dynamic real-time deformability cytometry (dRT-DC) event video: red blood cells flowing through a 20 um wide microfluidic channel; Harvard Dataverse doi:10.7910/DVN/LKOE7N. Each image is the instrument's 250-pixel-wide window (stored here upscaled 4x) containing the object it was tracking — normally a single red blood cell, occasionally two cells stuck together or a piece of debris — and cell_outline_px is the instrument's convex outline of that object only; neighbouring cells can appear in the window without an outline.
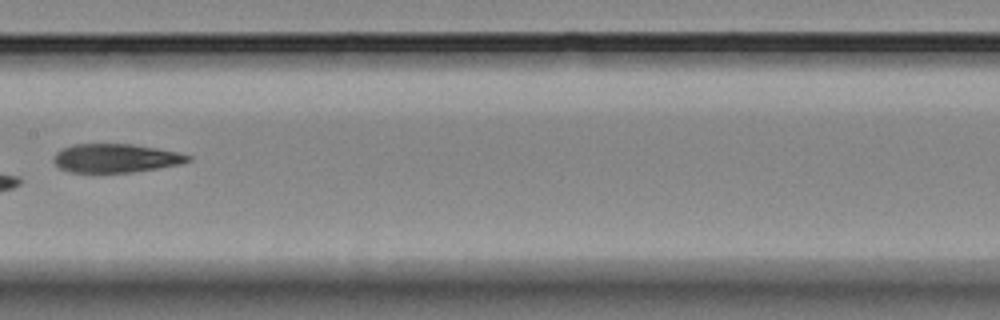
{"species": "Egyptian fruit bat (a non-hibernating species)", "species_latin": "Rousettus aegyptiacus", "temperature_condition": "room temperature", "stored_images_in_passage": 7, "camera_frame_rate_fps": 3000, "um_per_image_px": 0.085, "animal": {"sex": "female"}, "frame": {"image": 1, "passage_image": 5, "time_ms": 5.667, "image_size_px": [1000, 320], "cell_outline_px": [[192, 160], [180, 164], [132, 172], [68, 172], [60, 168], [52, 160], [52, 156], [56, 152], [72, 144], [132, 144], [156, 148], [176, 152], [192, 156]], "centroid_in_image_um": [9.8, 13.44], "position_along_channel_um": 197.6, "area_um2": 22.37}}
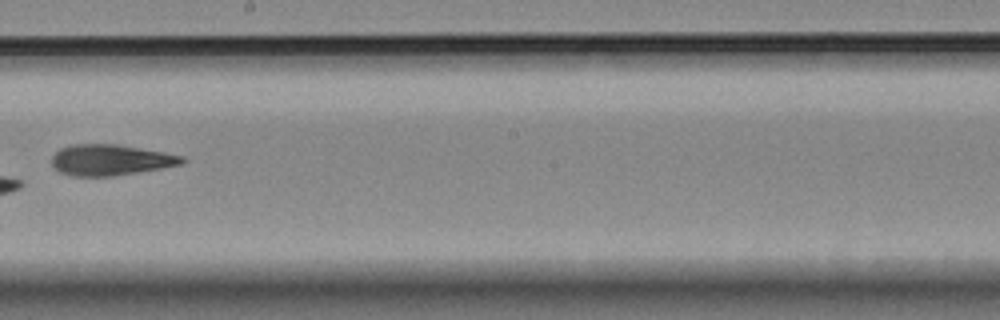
{"frame": {"image": 2, "passage_image": 6, "time_ms": 6.667, "image_size_px": [1000, 320], "cell_outline_px": [[188, 160], [184, 164], [112, 176], [72, 176], [60, 172], [52, 164], [52, 156], [60, 148], [72, 144], [116, 144], [164, 152], [184, 156]], "centroid_in_image_um": [9.41, 13.59], "position_along_channel_um": 238.8, "area_um2": 23.41}}
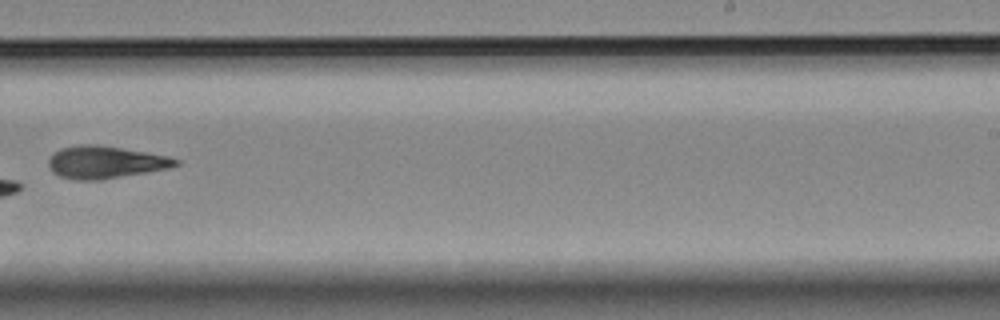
{"frame": {"image": 3, "passage_image": 7, "time_ms": 7.667, "image_size_px": [1000, 320], "cell_outline_px": [[180, 164], [168, 168], [148, 172], [100, 180], [76, 180], [60, 176], [52, 172], [48, 164], [48, 160], [60, 148], [76, 144], [96, 144], [168, 156], [180, 160]], "centroid_in_image_um": [8.94, 13.79], "position_along_channel_um": 280.1, "area_um2": 23.93}}